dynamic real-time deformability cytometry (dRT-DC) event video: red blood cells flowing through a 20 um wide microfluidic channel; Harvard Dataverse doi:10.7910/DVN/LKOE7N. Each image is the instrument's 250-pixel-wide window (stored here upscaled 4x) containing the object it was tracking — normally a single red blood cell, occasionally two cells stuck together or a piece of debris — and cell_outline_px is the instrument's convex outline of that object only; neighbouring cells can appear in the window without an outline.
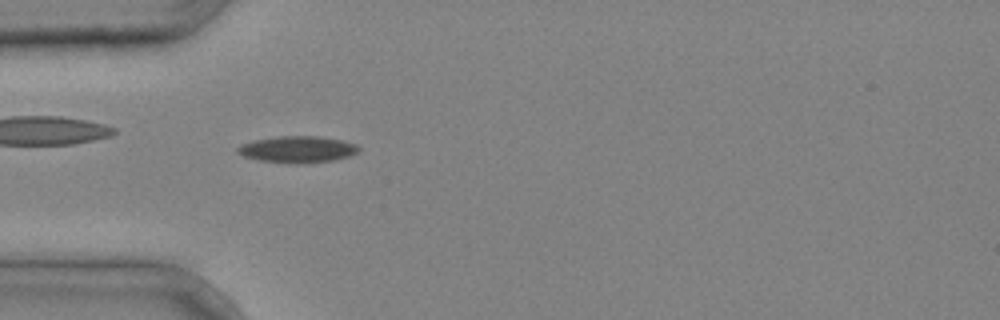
{"species": "common noctule bat (a hibernating species)", "species_latin": "Nyctalus noctula", "temperature_condition": "cold", "stored_images_in_passage": 36, "camera_frame_rate_fps": 3000, "um_per_image_px": 0.085, "animal": {"sex": "male", "body_mass_g": 20.4}, "frame": {"image": 1, "passage_image": 8, "time_ms": 2.333, "image_size_px": [1000, 320], "cell_outline_px": [[360, 148], [356, 152], [348, 156], [336, 160], [308, 164], [288, 164], [260, 160], [244, 156], [236, 152], [236, 148], [240, 144], [252, 140], [276, 136], [316, 136], [344, 140], [356, 144]], "centroid_in_image_um": [25.27, 12.7], "position_along_channel_um": 59.7, "area_um2": 19.13}}
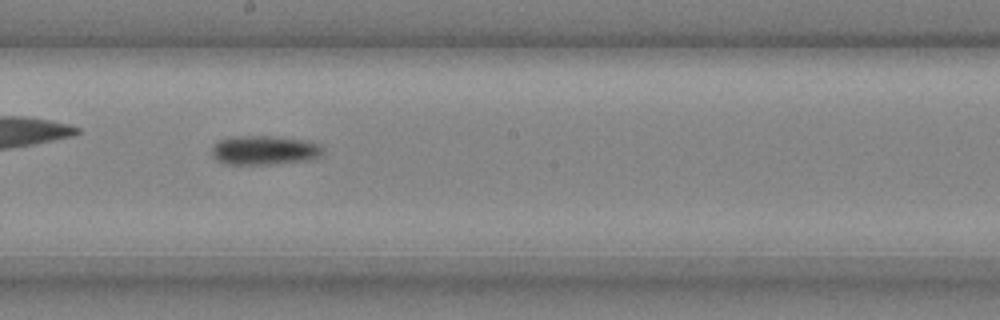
{"frame": {"image": 2, "passage_image": 19, "time_ms": 6.0, "image_size_px": [1000, 320], "cell_outline_px": [[324, 156], [312, 160], [276, 164], [228, 164], [216, 160], [212, 156], [212, 144], [220, 140], [236, 136], [276, 136], [308, 140], [320, 144], [324, 148]], "centroid_in_image_um": [22.56, 12.77], "position_along_channel_um": 225.6, "area_um2": 19.42}}
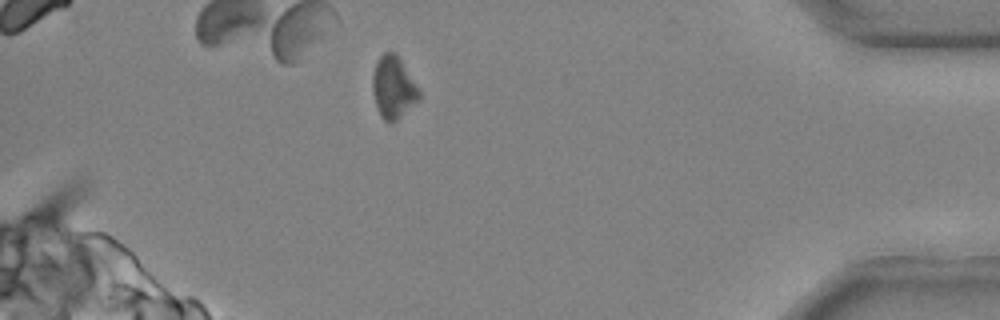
{"frame": {"image": 3, "passage_image": 33, "time_ms": 10.667, "image_size_px": [1000, 320], "cell_outline_px": [[420, 100], [396, 120], [384, 120], [380, 116], [376, 104], [372, 88], [372, 76], [376, 60], [384, 52], [396, 52], [420, 92]], "centroid_in_image_um": [33.42, 7.4], "position_along_channel_um": 401.8, "area_um2": 16.65}}